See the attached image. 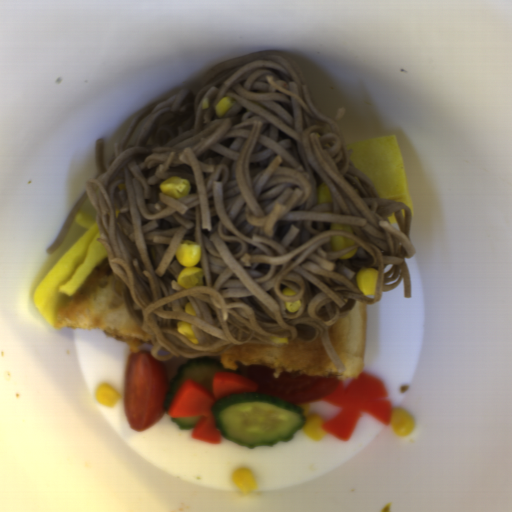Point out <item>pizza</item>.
I'll return each instance as SVG.
<instances>
[{
	"label": "pizza",
	"instance_id": "obj_1",
	"mask_svg": "<svg viewBox=\"0 0 512 512\" xmlns=\"http://www.w3.org/2000/svg\"><path fill=\"white\" fill-rule=\"evenodd\" d=\"M367 316L368 303L357 301L346 317L329 327V342L345 372L337 371L320 336L311 342L295 339L280 346L255 342L235 345L212 358L218 359L223 368L233 371L240 366L266 365L275 368V378L281 372H289L355 380L362 374Z\"/></svg>",
	"mask_w": 512,
	"mask_h": 512
},
{
	"label": "pizza",
	"instance_id": "obj_2",
	"mask_svg": "<svg viewBox=\"0 0 512 512\" xmlns=\"http://www.w3.org/2000/svg\"><path fill=\"white\" fill-rule=\"evenodd\" d=\"M53 327L100 330L127 344L130 354L140 352L141 346L153 345L150 335L130 313L108 256L90 272L66 305L57 310Z\"/></svg>",
	"mask_w": 512,
	"mask_h": 512
}]
</instances>
